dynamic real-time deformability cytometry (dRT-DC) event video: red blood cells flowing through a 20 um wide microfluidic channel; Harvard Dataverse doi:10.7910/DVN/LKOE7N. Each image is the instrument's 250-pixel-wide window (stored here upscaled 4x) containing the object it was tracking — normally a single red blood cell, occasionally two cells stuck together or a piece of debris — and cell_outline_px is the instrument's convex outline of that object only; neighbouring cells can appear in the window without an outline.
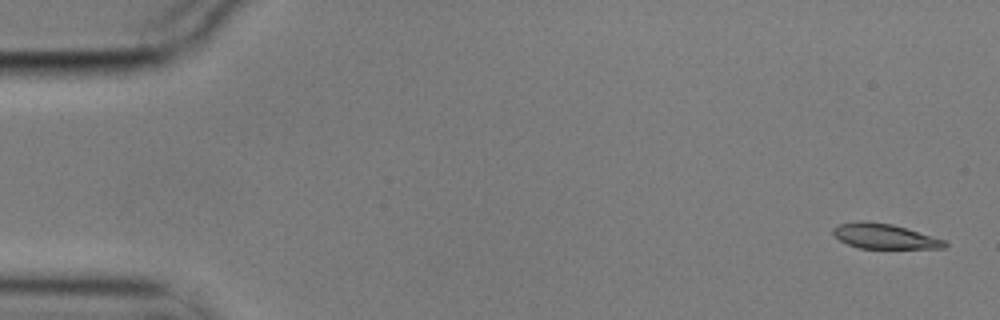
{"species": "common noctule bat (a hibernating species)", "species_latin": "Nyctalus noctula", "temperature_condition": "cold", "stored_images_in_passage": 5, "camera_frame_rate_fps": 3000, "um_per_image_px": 0.085, "animal": {"sex": "male", "body_mass_g": 17.9}, "frame": {"image": 1, "passage_image": 1, "time_ms": 0.0, "image_size_px": [1000, 320], "cell_outline_px": [[948, 244], [944, 248], [860, 248], [848, 244], [840, 240], [832, 232], [832, 228], [840, 224], [856, 220], [864, 220], [892, 224], [932, 236], [944, 240]], "centroid_in_image_um": [75.14, 20.07], "position_along_channel_um": 9.9, "area_um2": 16.13}}
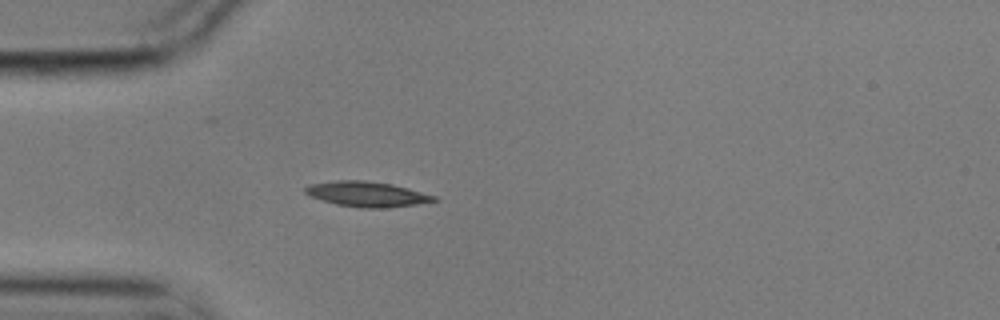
{"frame": {"image": 2, "passage_image": 5, "time_ms": 1.333, "image_size_px": [1000, 320], "cell_outline_px": [[440, 200], [416, 204], [388, 208], [360, 208], [336, 204], [312, 196], [304, 192], [304, 188], [308, 184], [336, 180], [364, 180], [392, 184], [408, 188], [436, 196]], "centroid_in_image_um": [31.2, 16.5], "position_along_channel_um": 53.8, "area_um2": 18.9}}